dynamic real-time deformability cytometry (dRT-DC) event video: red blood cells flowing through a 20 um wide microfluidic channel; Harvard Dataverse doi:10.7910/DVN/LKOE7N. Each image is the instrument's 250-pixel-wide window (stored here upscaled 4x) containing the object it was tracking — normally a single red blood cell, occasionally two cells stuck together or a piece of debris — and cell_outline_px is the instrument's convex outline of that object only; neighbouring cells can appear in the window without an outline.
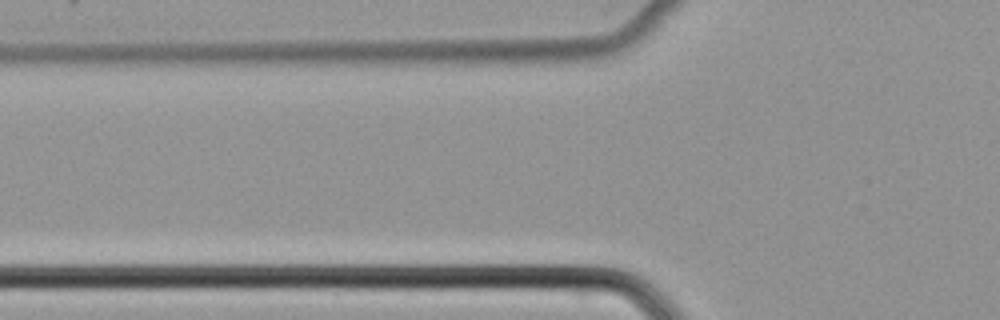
{"species": "common noctule bat (a hibernating species)", "species_latin": "Nyctalus noctula", "temperature_condition": "cold", "stored_images_in_passage": 4, "camera_frame_rate_fps": 3000, "um_per_image_px": 0.085, "animal": {"sex": "female", "body_mass_g": 22.7, "forearm_length_mm": 54.2}, "frame": {"image": 1, "passage_image": 3, "time_ms": 0.667, "image_size_px": [1000, 320], "cell_outline_px": [[620, 28], [616, 32], [608, 36], [568, 44], [460, 48], [436, 40]], "centroid_in_image_um": [45.12, 3.32], "position_along_channel_um": 80.7, "area_um2": 12.72}}